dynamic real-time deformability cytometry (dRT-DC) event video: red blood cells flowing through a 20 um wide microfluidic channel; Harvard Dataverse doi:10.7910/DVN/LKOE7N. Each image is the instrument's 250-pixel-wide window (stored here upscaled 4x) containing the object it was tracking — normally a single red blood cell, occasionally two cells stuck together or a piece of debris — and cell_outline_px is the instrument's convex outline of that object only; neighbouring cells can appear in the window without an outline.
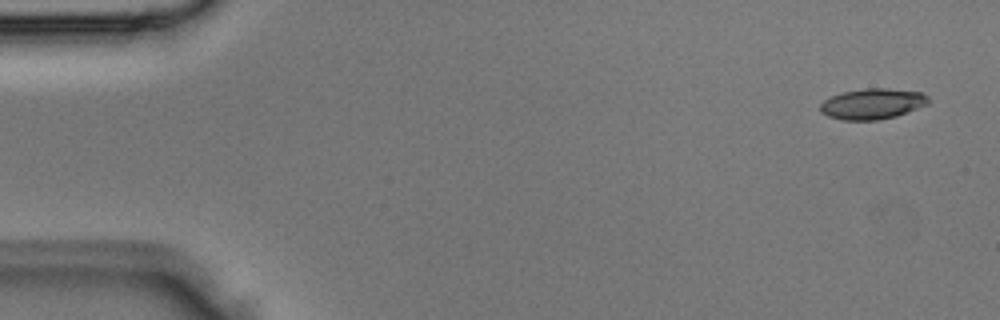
{"species": "Egyptian fruit bat (a non-hibernating species)", "species_latin": "Rousettus aegyptiacus", "temperature_condition": "room temperature", "stored_images_in_passage": 3, "camera_frame_rate_fps": 3000, "um_per_image_px": 0.085, "animal": {"sex": "male"}, "frame": {"image": 1, "passage_image": 1, "time_ms": 0.0, "image_size_px": [1000, 320], "cell_outline_px": [[928, 104], [896, 116], [876, 120], [844, 120], [828, 116], [820, 112], [820, 104], [824, 100], [832, 96], [844, 92], [864, 88], [888, 88], [924, 92], [928, 96]], "centroid_in_image_um": [74.17, 8.82], "position_along_channel_um": 10.8, "area_um2": 19.31}}